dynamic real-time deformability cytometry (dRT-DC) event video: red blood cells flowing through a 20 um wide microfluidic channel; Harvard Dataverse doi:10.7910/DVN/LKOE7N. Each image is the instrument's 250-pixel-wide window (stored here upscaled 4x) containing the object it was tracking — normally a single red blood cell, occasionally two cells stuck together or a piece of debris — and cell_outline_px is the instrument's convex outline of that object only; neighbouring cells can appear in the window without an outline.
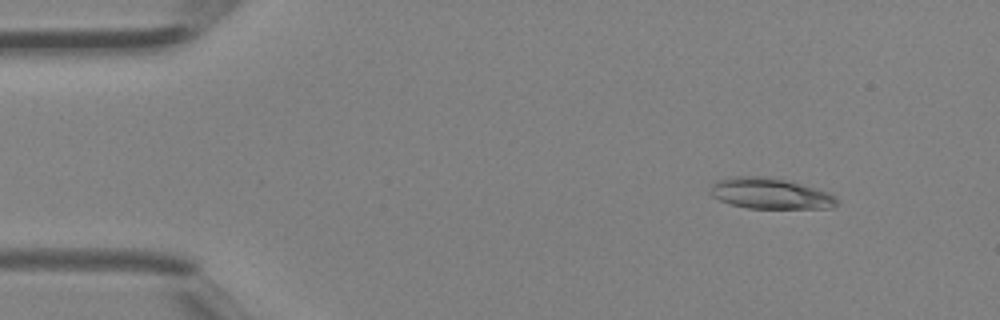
{"species": "Egyptian fruit bat (a non-hibernating species)", "species_latin": "Rousettus aegyptiacus", "temperature_condition": "room temperature", "stored_images_in_passage": 40, "camera_frame_rate_fps": 3000, "um_per_image_px": 0.085, "animal": {"sex": "female"}, "frame": {"image": 1, "passage_image": 4, "time_ms": 1.0, "image_size_px": [1000, 320], "cell_outline_px": [[840, 204], [832, 208], [748, 208], [732, 204], [720, 200], [712, 196], [708, 192], [712, 184], [716, 180], [736, 176], [764, 176], [784, 180], [816, 188], [828, 192], [836, 196]], "centroid_in_image_um": [65.48, 16.45], "position_along_channel_um": 19.5, "area_um2": 22.77}}
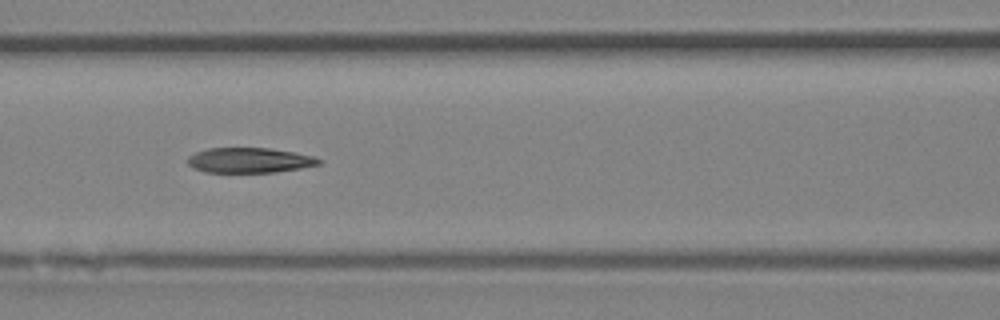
{"frame": {"image": 2, "passage_image": 17, "time_ms": 5.333, "image_size_px": [1000, 320], "cell_outline_px": [[320, 164], [300, 168], [276, 172], [204, 172], [192, 168], [188, 164], [188, 156], [196, 152], [208, 148], [268, 148], [296, 152], [312, 156], [320, 160]], "centroid_in_image_um": [21.17, 13.62], "position_along_channel_um": 145.4, "area_um2": 19.13}}
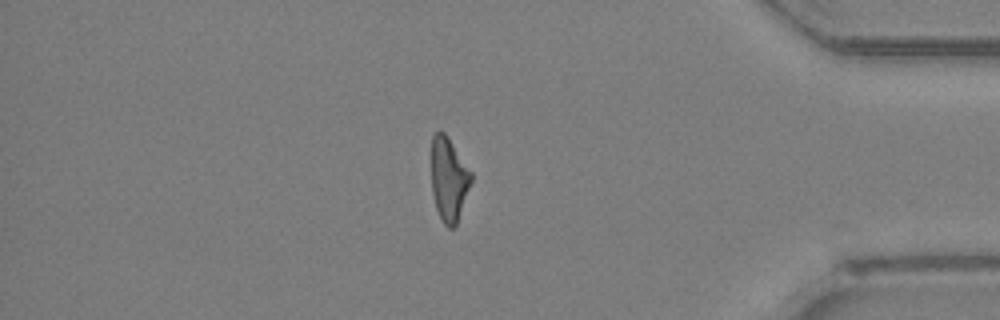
{"frame": {"image": 3, "passage_image": 34, "time_ms": 11.0, "image_size_px": [1000, 320], "cell_outline_px": [[472, 180], [456, 224], [452, 228], [448, 228], [444, 224], [436, 208], [432, 192], [432, 136], [440, 128], [444, 132], [472, 172]], "centroid_in_image_um": [38.14, 15.21], "position_along_channel_um": 397.1, "area_um2": 19.13}}